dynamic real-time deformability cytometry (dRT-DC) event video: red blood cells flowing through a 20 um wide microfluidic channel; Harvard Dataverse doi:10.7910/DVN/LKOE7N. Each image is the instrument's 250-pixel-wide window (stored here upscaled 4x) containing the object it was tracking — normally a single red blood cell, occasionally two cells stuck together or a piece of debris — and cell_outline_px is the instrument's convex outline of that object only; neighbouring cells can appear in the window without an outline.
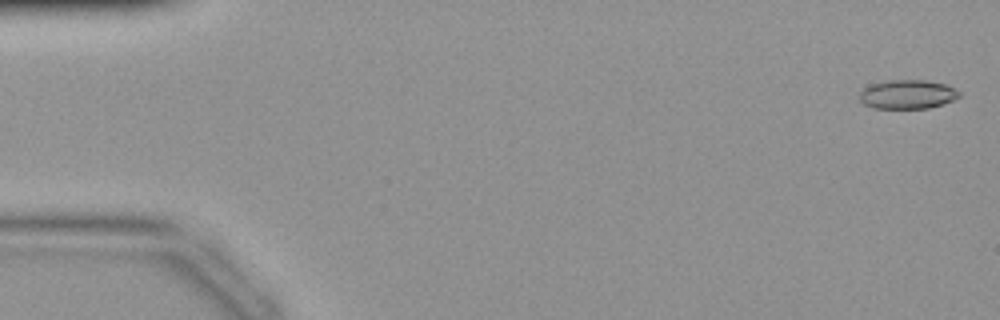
{"species": "common noctule bat (a hibernating species)", "species_latin": "Nyctalus noctula", "temperature_condition": "warm", "stored_images_in_passage": 12, "camera_frame_rate_fps": 3000, "um_per_image_px": 0.085, "animal": {"sex": "female", "body_mass_g": 19.9}, "frame": {"image": 1, "passage_image": 1, "time_ms": 0.0, "image_size_px": [1000, 320], "cell_outline_px": [[960, 96], [944, 104], [928, 108], [872, 108], [864, 104], [860, 100], [860, 88], [868, 84], [888, 80], [928, 80], [944, 84], [960, 92]], "centroid_in_image_um": [77.08, 8.01], "position_along_channel_um": 7.9, "area_um2": 16.99}}
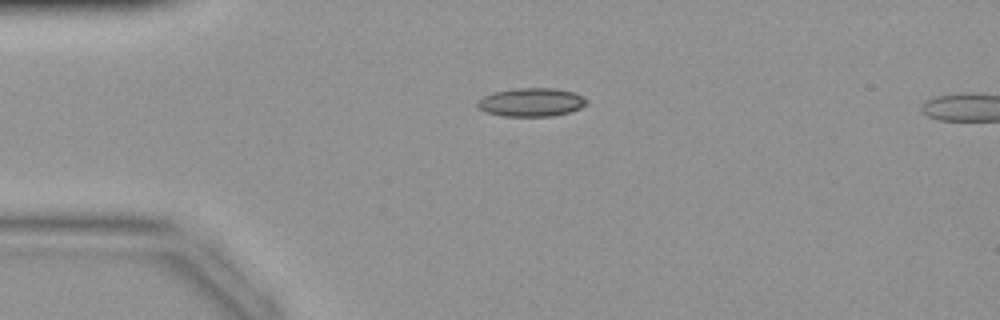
{"frame": {"image": 2, "passage_image": 10, "time_ms": 3.0, "image_size_px": [1000, 320], "cell_outline_px": [[588, 104], [572, 112], [552, 116], [504, 116], [488, 112], [476, 108], [476, 100], [492, 92], [516, 88], [552, 88], [572, 92], [588, 100]], "centroid_in_image_um": [45.13, 8.69], "position_along_channel_um": 39.9, "area_um2": 18.21}}